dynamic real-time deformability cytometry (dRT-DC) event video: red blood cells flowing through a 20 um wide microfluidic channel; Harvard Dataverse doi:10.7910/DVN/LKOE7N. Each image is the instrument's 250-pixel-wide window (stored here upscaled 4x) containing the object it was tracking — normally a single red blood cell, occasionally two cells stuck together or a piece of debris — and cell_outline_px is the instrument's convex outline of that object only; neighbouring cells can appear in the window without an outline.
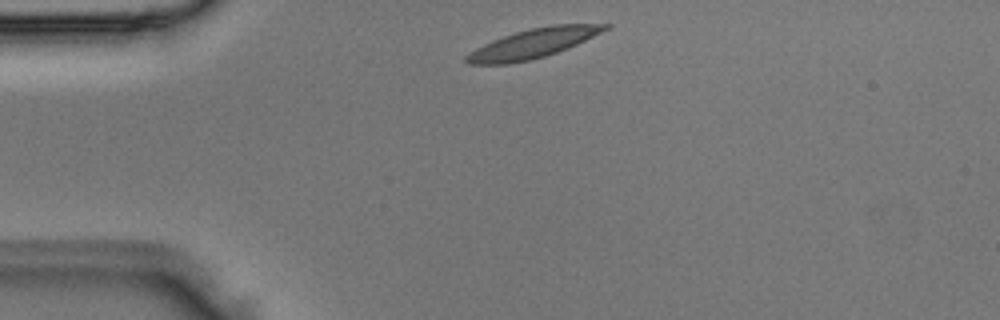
{"species": "Egyptian fruit bat (a non-hibernating species)", "species_latin": "Rousettus aegyptiacus", "temperature_condition": "room temperature", "stored_images_in_passage": 2, "camera_frame_rate_fps": 3000, "um_per_image_px": 0.085, "animal": {"sex": "male"}, "frame": {"image": 1, "passage_image": 1, "time_ms": 0.0, "image_size_px": [1000, 320], "cell_outline_px": [[612, 24], [608, 28], [568, 48], [544, 56], [528, 60], [508, 64], [468, 64], [464, 60], [464, 56], [476, 48], [492, 40], [516, 32], [532, 28], [552, 24]], "centroid_in_image_um": [45.26, 3.69], "position_along_channel_um": 39.7, "area_um2": 23.24}}